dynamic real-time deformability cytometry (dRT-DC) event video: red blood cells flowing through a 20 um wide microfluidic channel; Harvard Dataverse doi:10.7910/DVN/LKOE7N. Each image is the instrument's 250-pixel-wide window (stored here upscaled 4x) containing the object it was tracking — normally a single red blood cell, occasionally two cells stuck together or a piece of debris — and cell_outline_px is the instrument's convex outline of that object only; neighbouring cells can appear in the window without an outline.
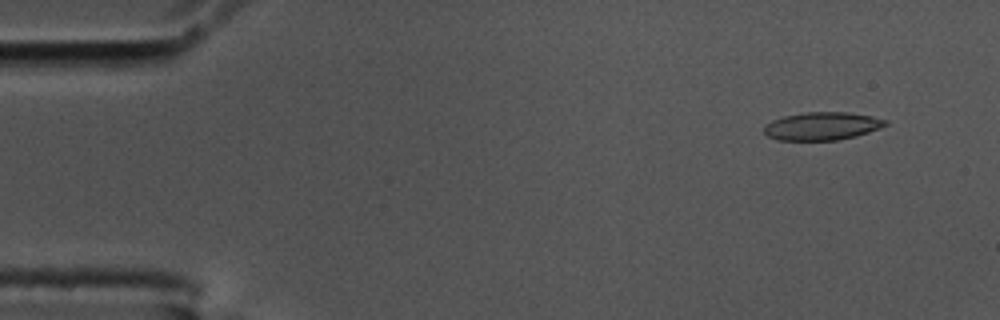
{"species": "common noctule bat (a hibernating species)", "species_latin": "Nyctalus noctula", "temperature_condition": "cold", "stored_images_in_passage": 55, "camera_frame_rate_fps": 3000, "um_per_image_px": 0.085, "animal": {"sex": "male", "body_mass_g": 17.5, "forearm_length_mm": 52.3}, "frame": {"image": 1, "passage_image": 4, "time_ms": 1.0, "image_size_px": [1000, 320], "cell_outline_px": [[888, 124], [880, 128], [856, 136], [840, 140], [776, 140], [768, 136], [764, 132], [764, 124], [772, 120], [784, 116], [804, 112], [848, 112], [872, 116], [888, 120]], "centroid_in_image_um": [69.87, 10.71], "position_along_channel_um": 15.1, "area_um2": 19.94}}
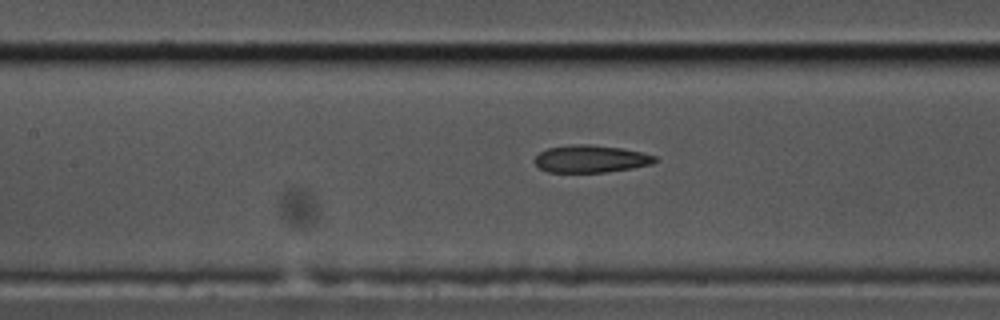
{"frame": {"image": 2, "passage_image": 24, "time_ms": 7.667, "image_size_px": [1000, 320], "cell_outline_px": [[660, 160], [652, 164], [632, 168], [604, 172], [548, 172], [540, 168], [532, 160], [540, 152], [548, 148], [572, 144], [592, 144], [620, 148], [640, 152], [656, 156]], "centroid_in_image_um": [50.22, 13.5], "position_along_channel_um": 157.2, "area_um2": 19.25}}
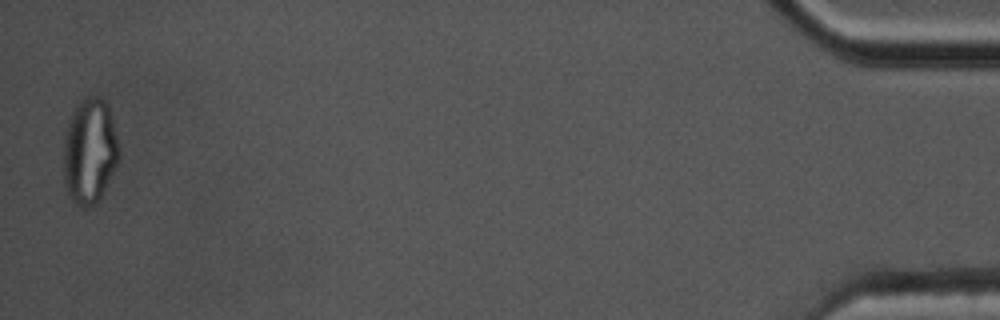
{"frame": {"image": 3, "passage_image": 54, "time_ms": 17.667, "image_size_px": [1000, 320], "cell_outline_px": [[120, 156], [96, 204], [84, 208], [76, 204], [68, 196], [64, 180], [64, 132], [72, 112], [80, 100], [88, 96], [100, 96], [108, 104], [120, 152]], "centroid_in_image_um": [7.6, 12.82], "position_along_channel_um": 427.6, "area_um2": 33.93}, "authors_computed_cell_mechanics": {"area_um2": 20.4612, "velocity_mm_per_s": 3.631, "shape_relaxation_time_tau1_ms": null, "shape_relaxation_time_tau2_ms": 2.4203, "deformation_change_tau1": null, "deformation_change_tau2": 0.1076}}